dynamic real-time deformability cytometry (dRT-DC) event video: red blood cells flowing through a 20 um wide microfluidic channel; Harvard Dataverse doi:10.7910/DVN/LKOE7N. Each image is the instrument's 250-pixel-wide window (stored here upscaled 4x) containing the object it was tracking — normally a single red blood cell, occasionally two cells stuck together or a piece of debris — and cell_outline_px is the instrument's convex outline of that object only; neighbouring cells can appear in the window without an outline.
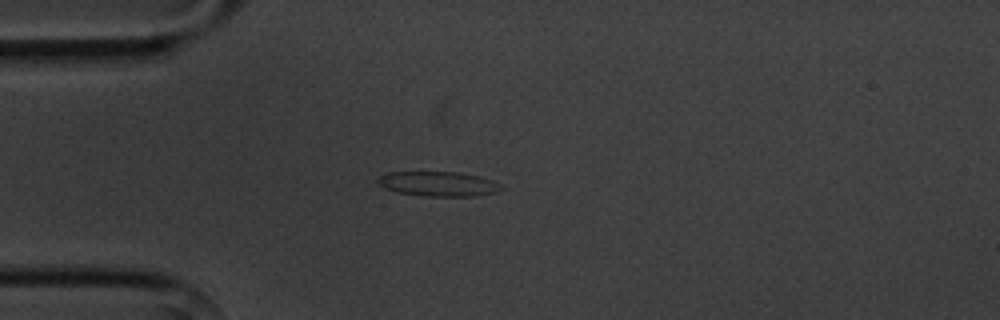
{"species": "common noctule bat (a hibernating species)", "species_latin": "Nyctalus noctula", "temperature_condition": "cold", "stored_images_in_passage": 2, "camera_frame_rate_fps": 3000, "um_per_image_px": 0.085, "animal": {"sex": "male", "body_mass_g": 20.1, "forearm_length_mm": 53.5}, "frame": {"image": 1, "passage_image": 1, "time_ms": 0.0, "image_size_px": [1000, 320], "cell_outline_px": [[504, 188], [496, 192], [476, 196], [420, 196], [396, 192], [384, 188], [376, 180], [380, 176], [388, 172], [460, 172], [480, 176], [492, 180], [500, 184]], "centroid_in_image_um": [37.26, 15.63], "position_along_channel_um": 47.7, "area_um2": 17.92}}